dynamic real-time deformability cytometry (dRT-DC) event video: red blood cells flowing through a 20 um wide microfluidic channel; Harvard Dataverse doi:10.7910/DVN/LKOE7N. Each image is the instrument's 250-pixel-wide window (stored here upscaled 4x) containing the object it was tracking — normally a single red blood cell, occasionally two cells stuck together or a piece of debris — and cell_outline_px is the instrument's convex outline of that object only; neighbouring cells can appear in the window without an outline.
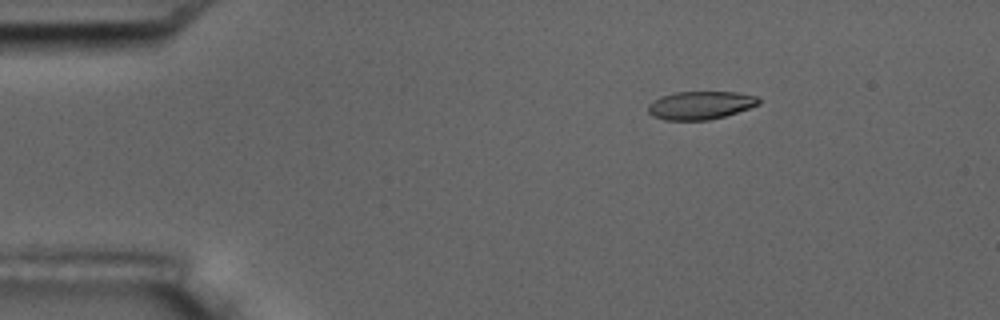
{"species": "common noctule bat (a hibernating species)", "species_latin": "Nyctalus noctula", "temperature_condition": "room temperature", "stored_images_in_passage": 6, "camera_frame_rate_fps": 3000, "um_per_image_px": 0.085, "animal": {"sex": "male", "body_mass_g": 17.5, "forearm_length_mm": 52.3}, "frame": {"image": 1, "passage_image": 2, "time_ms": 1.0, "image_size_px": [1000, 320], "cell_outline_px": [[760, 104], [724, 116], [708, 120], [664, 120], [652, 116], [648, 112], [648, 104], [660, 96], [676, 92], [736, 92], [756, 96], [760, 100]], "centroid_in_image_um": [59.5, 8.95], "position_along_channel_um": 25.5, "area_um2": 18.09}}
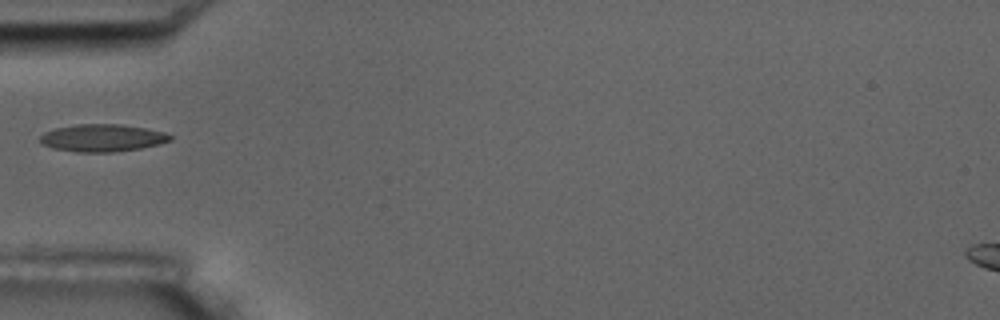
{"frame": {"image": 2, "passage_image": 4, "time_ms": 4.333, "image_size_px": [1000, 320], "cell_outline_px": [[172, 140], [160, 144], [140, 148], [112, 152], [76, 152], [52, 148], [40, 144], [40, 136], [44, 132], [56, 128], [76, 124], [120, 124], [144, 128], [164, 132], [172, 136]], "centroid_in_image_um": [8.67, 11.72], "position_along_channel_um": 76.3, "area_um2": 20.81}}